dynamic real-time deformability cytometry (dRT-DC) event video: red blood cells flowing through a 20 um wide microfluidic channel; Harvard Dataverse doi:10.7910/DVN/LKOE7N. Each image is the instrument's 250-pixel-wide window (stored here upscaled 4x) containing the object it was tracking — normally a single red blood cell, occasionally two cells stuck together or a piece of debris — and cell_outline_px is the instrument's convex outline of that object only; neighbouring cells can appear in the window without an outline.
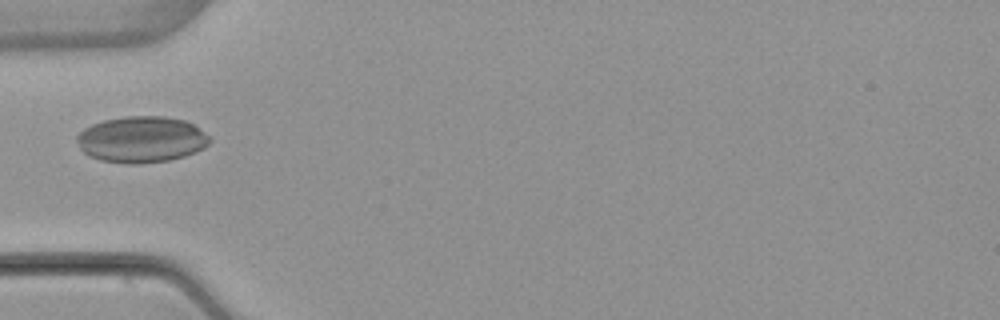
{"species": "common noctule bat (a hibernating species)", "species_latin": "Nyctalus noctula", "temperature_condition": "warm", "stored_images_in_passage": 5, "camera_frame_rate_fps": 3000, "um_per_image_px": 0.085, "animal": {"sex": "female", "body_mass_g": 22.7, "forearm_length_mm": 54.2}, "frame": {"image": 1, "passage_image": 5, "time_ms": 5.667, "image_size_px": [1000, 320], "cell_outline_px": [[212, 140], [204, 148], [196, 152], [184, 156], [168, 160], [140, 164], [124, 164], [100, 160], [88, 156], [80, 148], [76, 140], [76, 136], [84, 128], [92, 124], [104, 120], [124, 116], [164, 116], [184, 120], [192, 124], [204, 132]], "centroid_in_image_um": [12.0, 11.86], "position_along_channel_um": 73.0, "area_um2": 35.95}}